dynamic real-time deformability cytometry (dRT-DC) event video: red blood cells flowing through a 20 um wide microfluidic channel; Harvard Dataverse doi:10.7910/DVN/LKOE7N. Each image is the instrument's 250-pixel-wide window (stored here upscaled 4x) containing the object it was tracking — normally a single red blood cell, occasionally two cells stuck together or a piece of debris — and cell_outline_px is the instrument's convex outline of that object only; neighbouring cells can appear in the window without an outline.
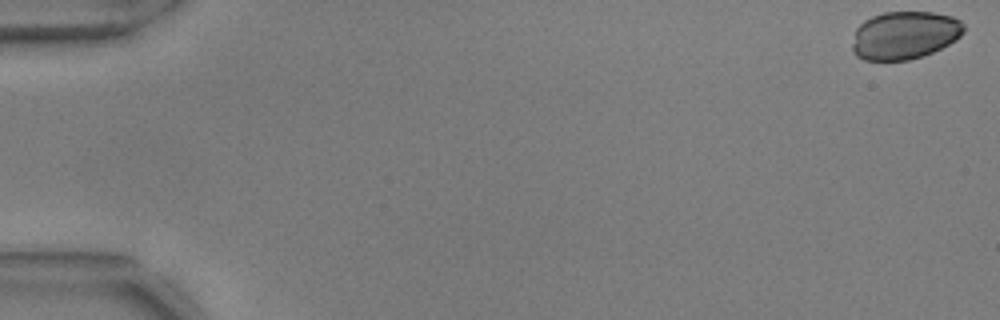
{"species": "common noctule bat (a hibernating species)", "species_latin": "Nyctalus noctula", "temperature_condition": "warm", "stored_images_in_passage": 15, "camera_frame_rate_fps": 3000, "um_per_image_px": 0.085, "animal": {"sex": "male", "body_mass_g": 17.9, "forearm_length_mm": 54.2}, "frame": {"image": 1, "passage_image": 1, "time_ms": 0.0, "image_size_px": [1000, 320], "cell_outline_px": [[964, 32], [956, 40], [932, 52], [908, 60], [864, 60], [856, 56], [852, 52], [852, 44], [856, 28], [864, 20], [872, 16], [884, 12], [932, 12], [952, 16], [960, 20], [964, 24]], "centroid_in_image_um": [76.87, 2.99], "position_along_channel_um": 8.1, "area_um2": 31.21}}
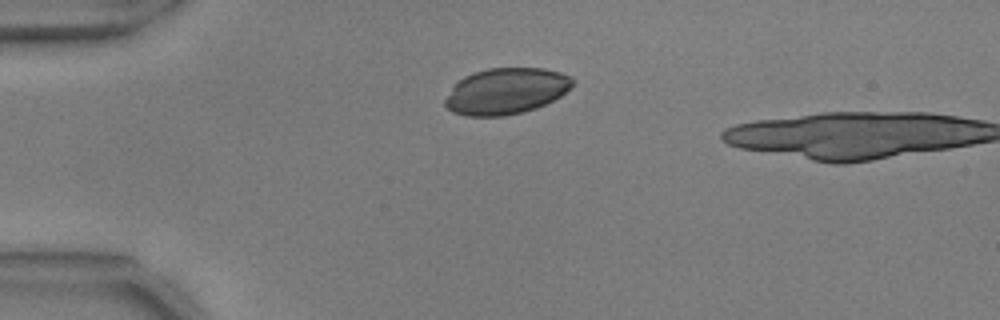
{"frame": {"image": 2, "passage_image": 14, "time_ms": 4.333, "image_size_px": [1000, 320], "cell_outline_px": [[576, 80], [560, 96], [536, 108], [504, 116], [468, 116], [452, 112], [444, 104], [444, 100], [452, 88], [464, 76], [488, 68], [544, 68], [560, 72], [572, 76]], "centroid_in_image_um": [43.02, 7.74], "position_along_channel_um": 42.0, "area_um2": 34.04}}